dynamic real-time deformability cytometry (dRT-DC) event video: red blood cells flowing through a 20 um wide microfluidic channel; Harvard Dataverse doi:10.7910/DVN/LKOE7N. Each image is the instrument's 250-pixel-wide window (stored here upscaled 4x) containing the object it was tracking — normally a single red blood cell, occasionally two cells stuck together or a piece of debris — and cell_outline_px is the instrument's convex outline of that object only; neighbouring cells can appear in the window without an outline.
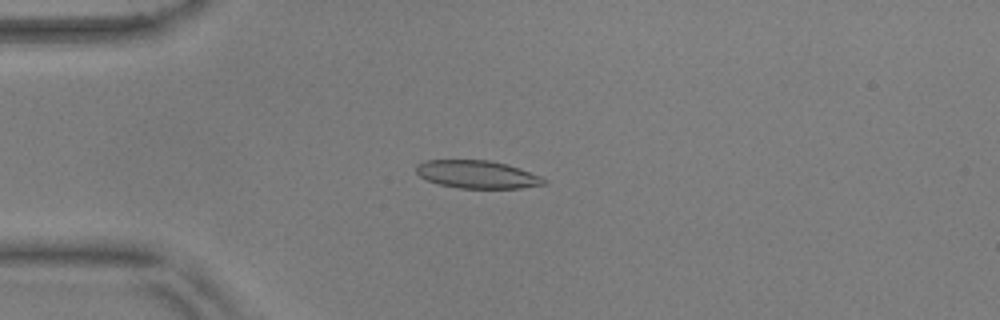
{"species": "common noctule bat (a hibernating species)", "species_latin": "Nyctalus noctula", "temperature_condition": "warm", "stored_images_in_passage": 55, "camera_frame_rate_fps": 3000, "um_per_image_px": 0.085, "animal": {"sex": "male", "body_mass_g": 17.9, "forearm_length_mm": 54.2}, "frame": {"image": 1, "passage_image": 13, "time_ms": 4.0, "image_size_px": [1000, 320], "cell_outline_px": [[548, 184], [520, 188], [460, 188], [440, 184], [428, 180], [420, 176], [416, 172], [416, 164], [424, 160], [488, 160], [504, 164], [540, 176], [548, 180]], "centroid_in_image_um": [40.55, 14.83], "position_along_channel_um": 44.5, "area_um2": 20.52}}
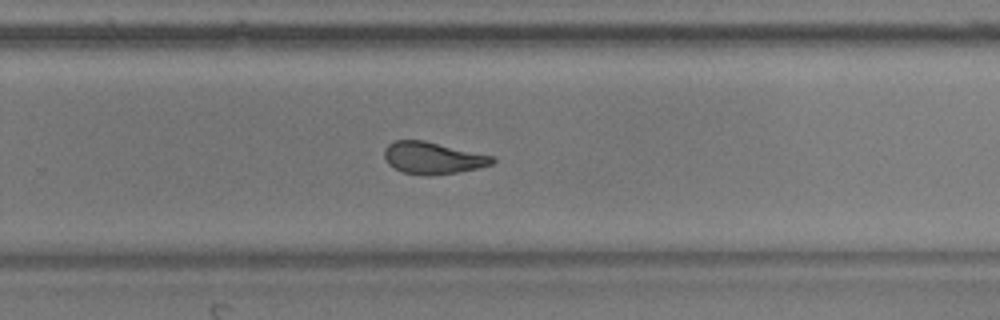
{"frame": {"image": 2, "passage_image": 35, "time_ms": 11.333, "image_size_px": [1000, 320], "cell_outline_px": [[496, 160], [492, 164], [476, 168], [456, 172], [428, 176], [404, 172], [388, 164], [384, 156], [384, 148], [388, 144], [396, 140], [424, 140], [492, 156]], "centroid_in_image_um": [36.75, 13.42], "position_along_channel_um": 293.0, "area_um2": 19.83}}
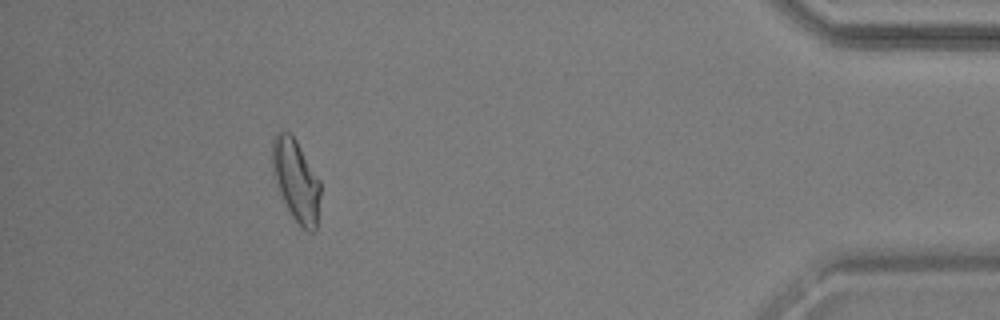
{"frame": {"image": 3, "passage_image": 49, "time_ms": 16.0, "image_size_px": [1000, 320], "cell_outline_px": [[320, 196], [316, 232], [308, 232], [292, 216], [276, 184], [272, 172], [272, 140], [276, 132], [288, 132], [296, 140], [320, 180]], "centroid_in_image_um": [25.17, 15.33], "position_along_channel_um": 410.0, "area_um2": 22.77}, "authors_computed_cell_mechanics": {"area_um2": 20.8658, "velocity_mm_per_s": 3.6565, "shape_relaxation_time_tau1_ms": null, "shape_relaxation_time_tau2_ms": 1.6016, "deformation_change_tau1": null, "deformation_change_tau2": 0.0775}}